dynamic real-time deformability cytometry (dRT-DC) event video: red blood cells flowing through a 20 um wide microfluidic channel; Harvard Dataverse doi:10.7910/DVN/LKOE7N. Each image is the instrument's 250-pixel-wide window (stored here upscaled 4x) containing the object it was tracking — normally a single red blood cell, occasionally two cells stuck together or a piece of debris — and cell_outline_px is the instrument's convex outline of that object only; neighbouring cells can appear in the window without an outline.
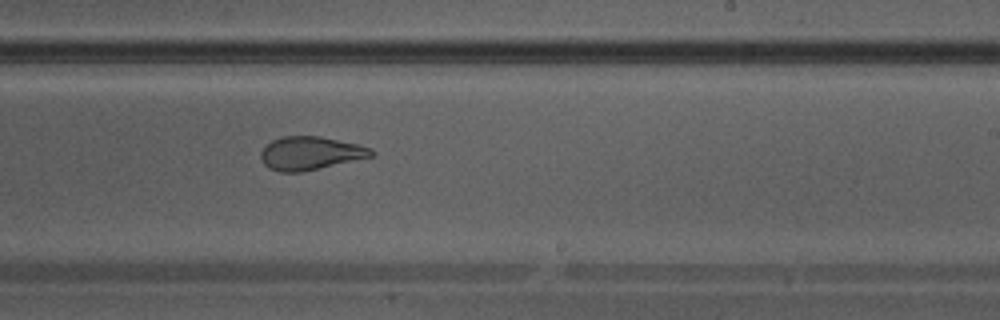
{"species": "Egyptian fruit bat (a non-hibernating species)", "species_latin": "Rousettus aegyptiacus", "temperature_condition": "warm", "stored_images_in_passage": 28, "camera_frame_rate_fps": 3000, "um_per_image_px": 0.085, "animal": {"sex": "male"}, "frame": {"image": 1, "passage_image": 13, "time_ms": 4.0, "image_size_px": [1000, 320], "cell_outline_px": [[376, 152], [372, 156], [300, 172], [280, 172], [268, 168], [264, 164], [260, 156], [260, 152], [272, 140], [284, 136], [320, 136], [356, 144], [372, 148]], "centroid_in_image_um": [26.36, 13.02], "position_along_channel_um": 262.6, "area_um2": 21.15}}